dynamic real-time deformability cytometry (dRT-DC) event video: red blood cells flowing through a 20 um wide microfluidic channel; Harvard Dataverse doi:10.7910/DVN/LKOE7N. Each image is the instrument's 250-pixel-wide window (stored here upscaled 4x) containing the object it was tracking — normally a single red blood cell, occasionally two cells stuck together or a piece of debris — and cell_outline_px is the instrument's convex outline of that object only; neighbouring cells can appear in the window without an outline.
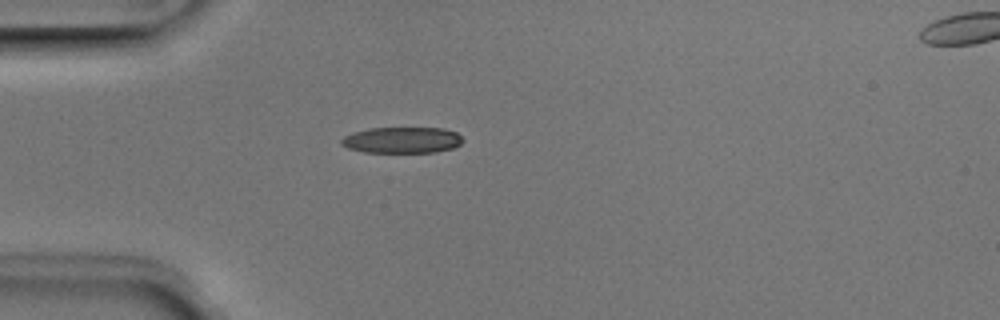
{"species": "Egyptian fruit bat (a non-hibernating species)", "species_latin": "Rousettus aegyptiacus", "temperature_condition": "room temperature", "stored_images_in_passage": 2, "camera_frame_rate_fps": 3000, "um_per_image_px": 0.085, "animal": {"sex": "male"}, "frame": {"image": 1, "passage_image": 1, "time_ms": 0.0, "image_size_px": [1000, 320], "cell_outline_px": [[464, 140], [460, 144], [452, 148], [436, 152], [364, 152], [348, 148], [340, 144], [340, 140], [344, 136], [352, 132], [368, 128], [444, 128], [456, 132]], "centroid_in_image_um": [34.15, 11.9], "position_along_channel_um": 50.8, "area_um2": 18.55}}